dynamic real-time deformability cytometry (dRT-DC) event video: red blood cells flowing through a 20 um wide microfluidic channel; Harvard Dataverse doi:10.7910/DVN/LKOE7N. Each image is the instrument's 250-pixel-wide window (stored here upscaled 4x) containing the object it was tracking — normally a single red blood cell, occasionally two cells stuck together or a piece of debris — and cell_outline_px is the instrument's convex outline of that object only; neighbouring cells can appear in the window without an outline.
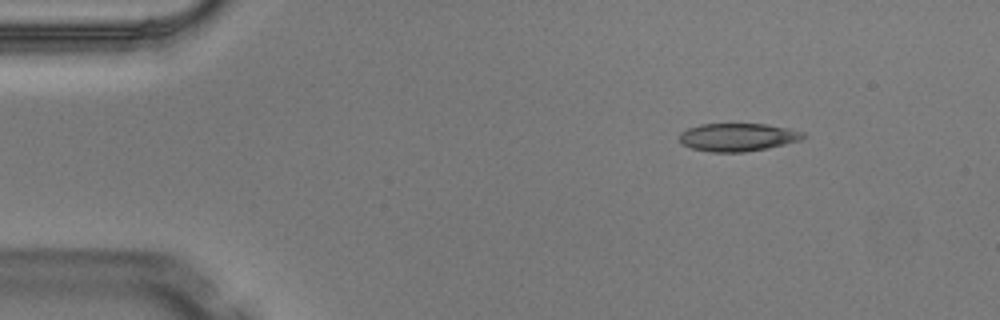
{"species": "Egyptian fruit bat (a non-hibernating species)", "species_latin": "Rousettus aegyptiacus", "temperature_condition": "warm", "stored_images_in_passage": 4, "camera_frame_rate_fps": 3000, "um_per_image_px": 0.085, "animal": {"sex": "male"}, "frame": {"image": 1, "passage_image": 2, "time_ms": 0.333, "image_size_px": [1000, 320], "cell_outline_px": [[808, 136], [800, 140], [768, 148], [744, 152], [712, 152], [692, 148], [680, 144], [680, 132], [688, 128], [700, 124], [764, 124], [788, 128], [804, 132]], "centroid_in_image_um": [62.71, 11.66], "position_along_channel_um": 22.3, "area_um2": 20.23}}